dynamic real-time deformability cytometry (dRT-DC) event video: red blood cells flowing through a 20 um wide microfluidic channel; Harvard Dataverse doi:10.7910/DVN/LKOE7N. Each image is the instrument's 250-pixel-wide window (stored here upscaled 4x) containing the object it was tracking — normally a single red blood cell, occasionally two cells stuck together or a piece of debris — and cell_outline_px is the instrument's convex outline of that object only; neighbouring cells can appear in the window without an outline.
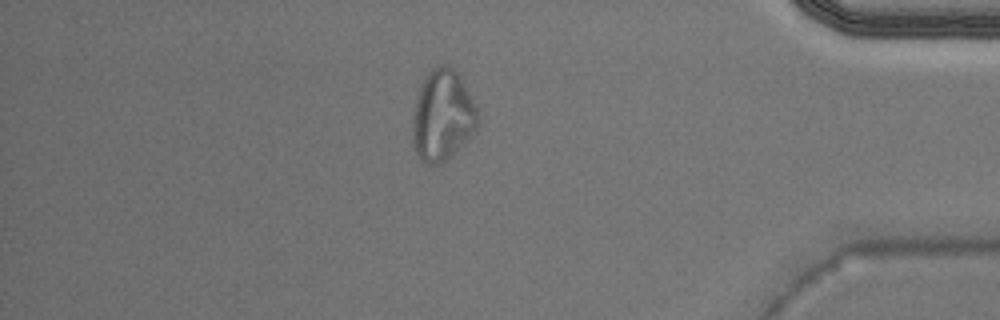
{"species": "Egyptian fruit bat (a non-hibernating species)", "species_latin": "Rousettus aegyptiacus", "temperature_condition": "warm", "stored_images_in_passage": 41, "camera_frame_rate_fps": 3000, "um_per_image_px": 0.085, "animal": {"sex": "male"}, "frame": {"image": 1, "passage_image": 35, "time_ms": 11.333, "image_size_px": [1000, 320], "cell_outline_px": [[480, 124], [476, 132], [472, 136], [440, 164], [424, 164], [420, 160], [416, 152], [412, 140], [412, 116], [420, 88], [428, 72], [432, 68], [440, 64], [448, 64], [460, 76], [476, 104]], "centroid_in_image_um": [37.63, 9.83], "position_along_channel_um": 397.6, "area_um2": 34.8}}